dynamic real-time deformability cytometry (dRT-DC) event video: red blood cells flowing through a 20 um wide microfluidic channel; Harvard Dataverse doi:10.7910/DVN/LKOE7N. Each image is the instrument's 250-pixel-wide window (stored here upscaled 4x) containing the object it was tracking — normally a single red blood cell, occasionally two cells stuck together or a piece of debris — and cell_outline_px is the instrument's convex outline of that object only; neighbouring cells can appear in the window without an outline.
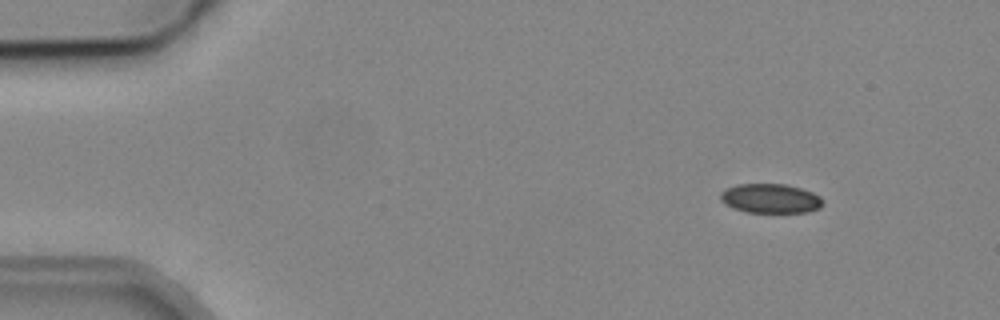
{"species": "common noctule bat (a hibernating species)", "species_latin": "Nyctalus noctula", "temperature_condition": "cold", "stored_images_in_passage": 6, "camera_frame_rate_fps": 3000, "um_per_image_px": 0.085, "animal": {"sex": "male", "body_mass_g": 19.2, "forearm_length_mm": 51.8}, "frame": {"image": 1, "passage_image": 1, "time_ms": 0.0, "image_size_px": [1000, 320], "cell_outline_px": [[824, 200], [820, 208], [808, 212], [744, 212], [732, 208], [724, 204], [720, 200], [720, 192], [724, 188], [740, 184], [784, 184], [800, 188], [812, 192], [820, 196]], "centroid_in_image_um": [65.46, 16.87], "position_along_channel_um": 19.5, "area_um2": 17.69}}
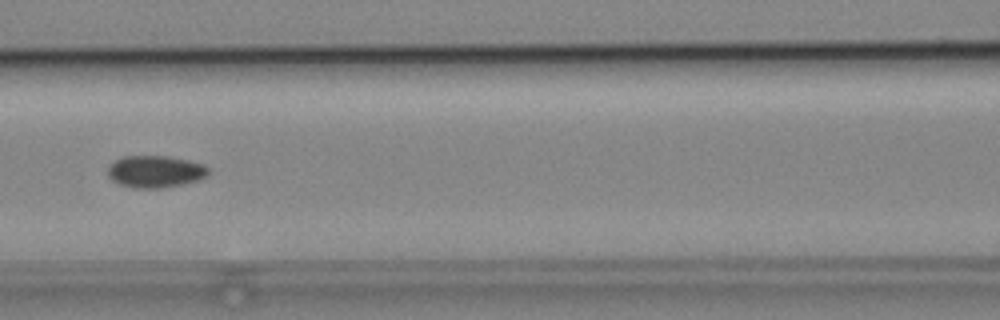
{"frame": {"image": 2, "passage_image": 6, "time_ms": 6.0, "image_size_px": [1000, 320], "cell_outline_px": [[208, 176], [200, 180], [160, 188], [136, 188], [120, 184], [112, 180], [108, 176], [108, 168], [116, 160], [124, 156], [168, 156], [188, 160], [204, 164], [208, 168]], "centroid_in_image_um": [13.22, 14.58], "position_along_channel_um": 153.4, "area_um2": 18.67}}